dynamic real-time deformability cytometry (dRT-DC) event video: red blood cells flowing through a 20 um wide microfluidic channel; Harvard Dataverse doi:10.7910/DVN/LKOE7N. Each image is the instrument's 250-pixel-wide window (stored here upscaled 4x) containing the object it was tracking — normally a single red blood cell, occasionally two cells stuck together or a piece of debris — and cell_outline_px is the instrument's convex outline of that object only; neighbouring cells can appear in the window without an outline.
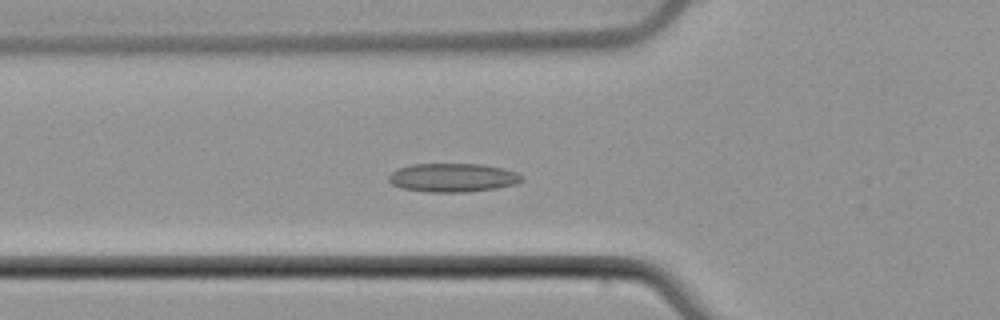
{"species": "common noctule bat (a hibernating species)", "species_latin": "Nyctalus noctula", "temperature_condition": "cold", "stored_images_in_passage": 44, "camera_frame_rate_fps": 3000, "um_per_image_px": 0.085, "animal": {"sex": "male", "body_mass_g": 21.5, "forearm_length_mm": 52.0}, "frame": {"image": 1, "passage_image": 9, "time_ms": 2.667, "image_size_px": [1000, 320], "cell_outline_px": [[524, 180], [516, 184], [496, 188], [464, 192], [428, 192], [404, 188], [392, 184], [388, 180], [388, 176], [392, 172], [400, 168], [412, 164], [480, 164], [500, 168], [516, 172], [524, 176]], "centroid_in_image_um": [38.51, 15.1], "position_along_channel_um": 87.3, "area_um2": 22.08}}
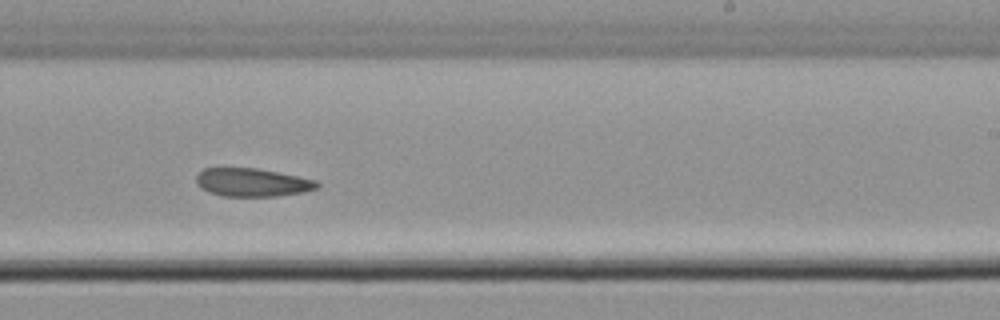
{"frame": {"image": 2, "passage_image": 23, "time_ms": 7.333, "image_size_px": [1000, 320], "cell_outline_px": [[320, 188], [304, 192], [276, 196], [224, 196], [208, 192], [200, 188], [196, 180], [196, 176], [204, 168], [256, 168], [316, 180], [320, 184]], "centroid_in_image_um": [21.45, 15.51], "position_along_channel_um": 267.6, "area_um2": 19.83}}
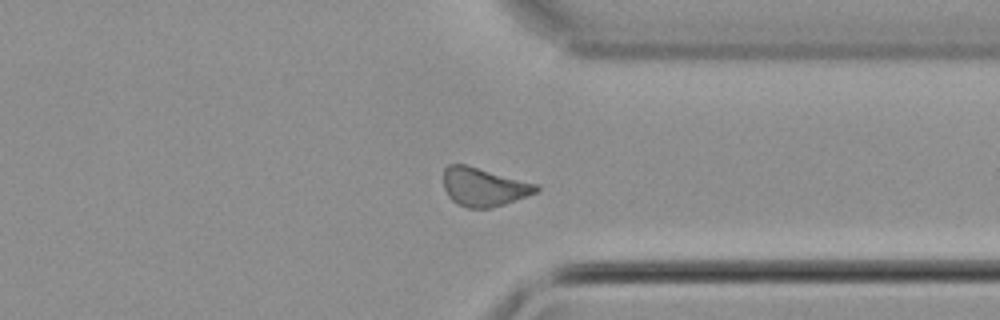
{"frame": {"image": 3, "passage_image": 31, "time_ms": 10.0, "image_size_px": [1000, 320], "cell_outline_px": [[540, 188], [536, 192], [528, 196], [492, 208], [468, 208], [456, 204], [448, 196], [444, 188], [444, 168], [448, 164], [464, 164], [540, 184]], "centroid_in_image_um": [41.13, 15.89], "position_along_channel_um": 370.3, "area_um2": 20.98}}